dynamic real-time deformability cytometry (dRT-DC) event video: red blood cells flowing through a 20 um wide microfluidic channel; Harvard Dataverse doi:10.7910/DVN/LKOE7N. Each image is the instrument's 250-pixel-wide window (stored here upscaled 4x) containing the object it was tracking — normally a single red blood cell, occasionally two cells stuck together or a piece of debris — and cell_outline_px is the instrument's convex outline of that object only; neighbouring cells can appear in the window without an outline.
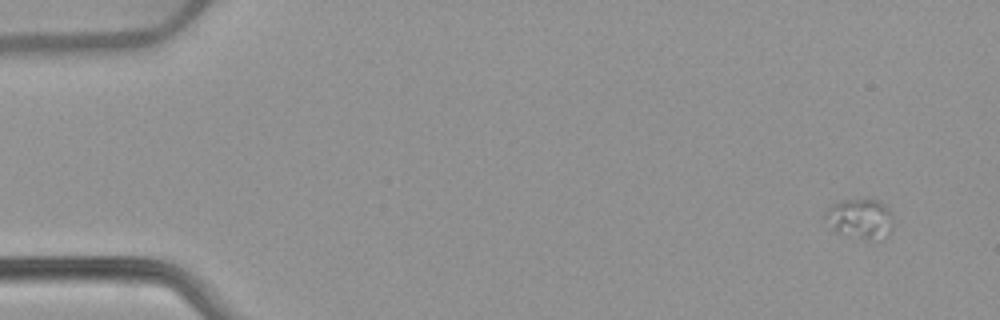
{"species": "common noctule bat (a hibernating species)", "species_latin": "Nyctalus noctula", "temperature_condition": "warm", "stored_images_in_passage": 5, "camera_frame_rate_fps": 3000, "um_per_image_px": 0.085, "animal": {"sex": "female", "body_mass_g": 22.7, "forearm_length_mm": 54.2}, "frame": {"image": 1, "passage_image": 1, "time_ms": 0.0, "image_size_px": [1000, 320], "cell_outline_px": [[892, 232], [868, 240], [864, 240], [836, 232], [832, 228], [824, 216], [824, 212], [832, 204], [840, 200], [880, 200], [892, 212]], "centroid_in_image_um": [73.1, 18.57], "position_along_channel_um": 11.9, "area_um2": 15.72}}
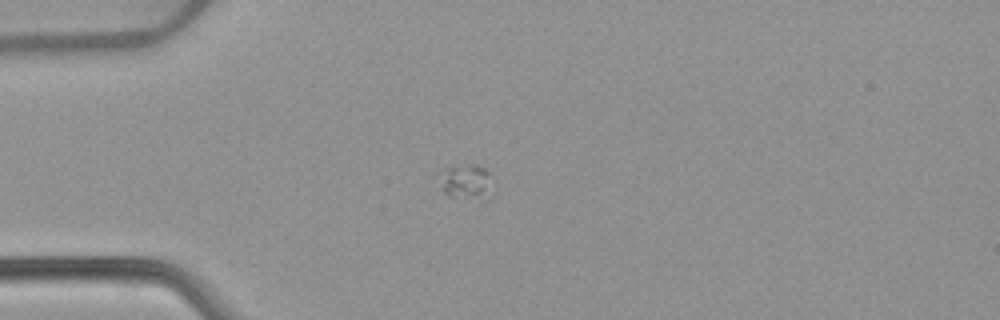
{"frame": {"image": 2, "passage_image": 4, "time_ms": 3.667, "image_size_px": [1000, 320], "cell_outline_px": [[492, 196], [484, 204], [448, 196], [444, 192], [444, 184], [448, 168], [472, 164], [476, 164], [484, 168], [488, 172]], "centroid_in_image_um": [39.81, 15.6], "position_along_channel_um": 45.2, "area_um2": 10.75}}